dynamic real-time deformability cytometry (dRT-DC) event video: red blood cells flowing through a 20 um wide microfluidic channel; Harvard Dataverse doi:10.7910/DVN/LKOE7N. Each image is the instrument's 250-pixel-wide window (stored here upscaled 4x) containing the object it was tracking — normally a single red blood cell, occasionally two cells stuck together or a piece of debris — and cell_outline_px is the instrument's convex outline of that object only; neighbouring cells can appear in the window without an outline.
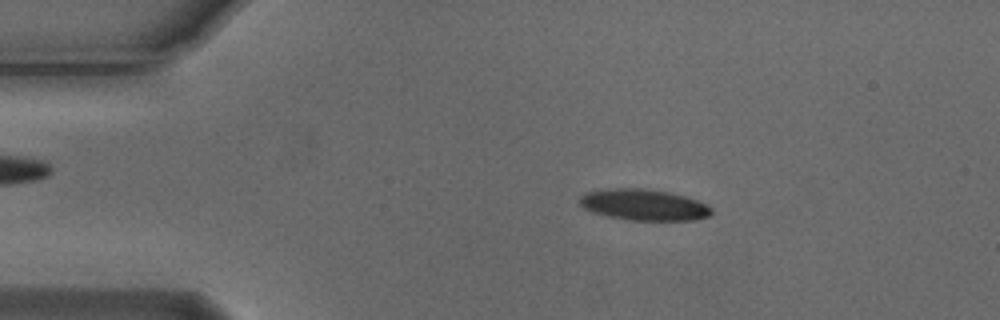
{"species": "Egyptian fruit bat (a non-hibernating species)", "species_latin": "Rousettus aegyptiacus", "temperature_condition": "cold", "stored_images_in_passage": 43, "camera_frame_rate_fps": 3000, "um_per_image_px": 0.085, "animal": {"sex": "male"}, "frame": {"image": 1, "passage_image": 9, "time_ms": 2.667, "image_size_px": [1000, 320], "cell_outline_px": [[712, 212], [708, 216], [696, 220], [632, 220], [608, 216], [592, 212], [584, 208], [580, 204], [580, 196], [584, 192], [608, 188], [644, 188], [668, 192], [684, 196], [696, 200], [712, 208]], "centroid_in_image_um": [54.69, 17.4], "position_along_channel_um": 30.3, "area_um2": 23.87}}
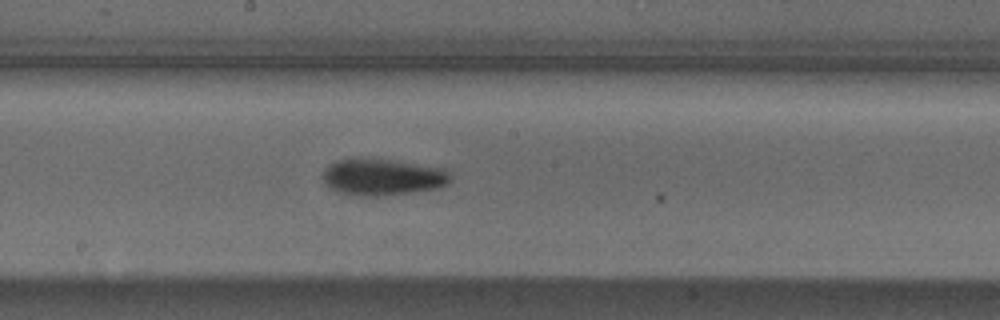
{"frame": {"image": 2, "passage_image": 28, "time_ms": 9.0, "image_size_px": [1000, 320], "cell_outline_px": [[452, 180], [448, 184], [440, 188], [416, 192], [376, 196], [360, 196], [340, 192], [328, 188], [324, 180], [324, 168], [328, 164], [340, 160], [360, 156], [392, 160], [444, 168]], "centroid_in_image_um": [32.51, 15.03], "position_along_channel_um": 215.7, "area_um2": 27.63}}
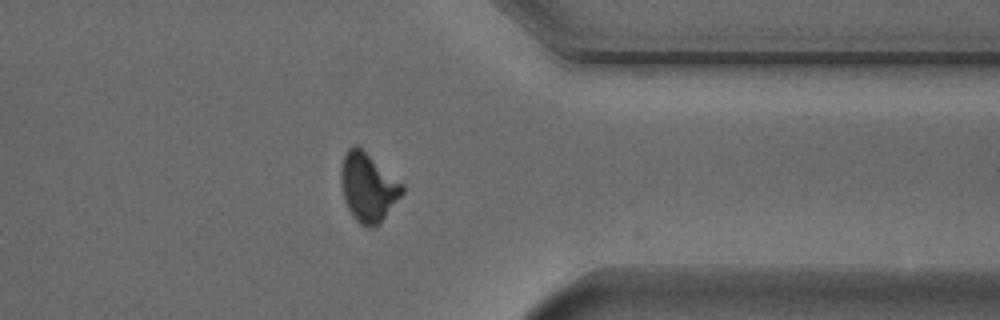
{"frame": {"image": 3, "passage_image": 42, "time_ms": 13.667, "image_size_px": [1000, 320], "cell_outline_px": [[404, 192], [380, 224], [376, 228], [368, 228], [360, 224], [352, 216], [344, 200], [340, 180], [340, 168], [344, 156], [348, 148], [352, 144], [360, 144], [404, 184]], "centroid_in_image_um": [31.29, 15.88], "position_along_channel_um": 380.1, "area_um2": 25.32}, "authors_computed_cell_mechanics": {"area_um2": 25.3164, "velocity_mm_per_s": 3.728, "shape_relaxation_time_tau1_ms": 3.2849, "shape_relaxation_time_tau2_ms": null, "deformation_change_tau1": 0.1283, "deformation_change_tau2": null}}